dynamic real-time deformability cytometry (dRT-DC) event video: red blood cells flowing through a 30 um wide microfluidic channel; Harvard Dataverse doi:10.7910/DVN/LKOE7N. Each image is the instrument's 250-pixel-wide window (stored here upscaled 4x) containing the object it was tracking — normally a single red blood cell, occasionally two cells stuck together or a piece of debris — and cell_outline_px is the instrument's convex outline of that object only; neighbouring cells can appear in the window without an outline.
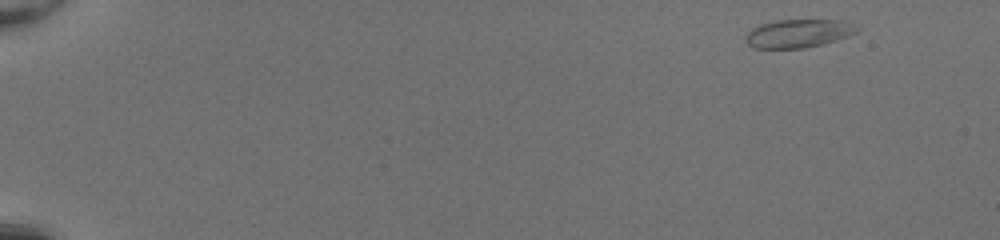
{"species": "common noctule bat (a hibernating species)", "species_latin": "Nyctalus noctula", "temperature_condition": "room temperature", "stored_images_in_passage": 48, "camera_frame_rate_fps": 3000, "um_per_image_px": 0.085, "animal": {"sex": "female", "body_mass_g": 20.0, "forearm_length_mm": 54.0}, "frame": {"image": 1, "passage_image": 1, "time_ms": 0.0, "image_size_px": [1000, 240], "cell_outline_px": [[860, 28], [856, 32], [848, 36], [824, 44], [804, 48], [752, 48], [748, 44], [744, 36], [752, 28], [760, 24], [772, 20], [840, 20]], "centroid_in_image_um": [67.81, 2.84], "position_along_channel_um": 17.2, "area_um2": 18.38}}
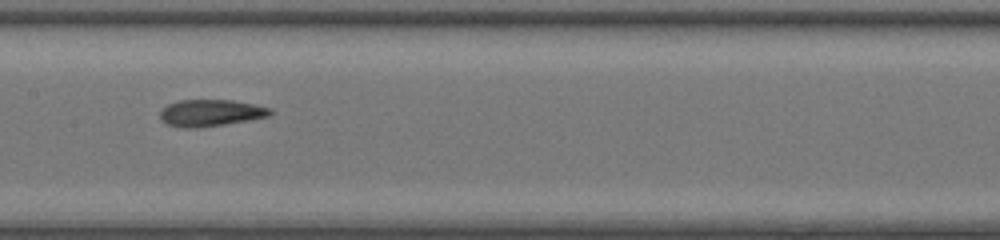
{"frame": {"image": 2, "passage_image": 25, "time_ms": 8.0, "image_size_px": [1000, 240], "cell_outline_px": [[272, 116], [224, 124], [196, 128], [184, 128], [168, 124], [160, 120], [160, 108], [168, 104], [180, 100], [232, 100], [256, 104], [272, 108]], "centroid_in_image_um": [17.92, 9.59], "position_along_channel_um": 189.5, "area_um2": 17.34}}
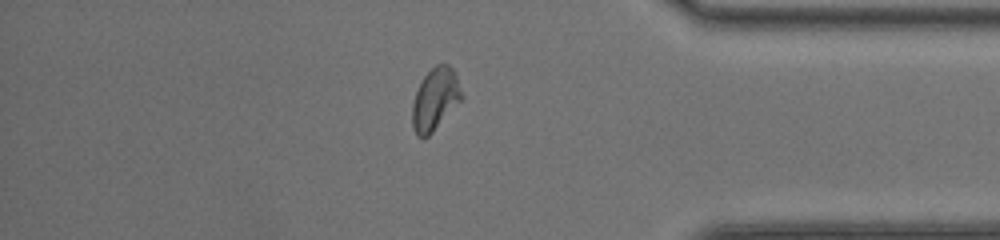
{"frame": {"image": 3, "passage_image": 41, "time_ms": 13.333, "image_size_px": [1000, 240], "cell_outline_px": [[464, 96], [432, 132], [424, 140], [416, 136], [412, 128], [412, 104], [416, 92], [424, 76], [436, 64], [448, 64], [452, 68], [456, 76]], "centroid_in_image_um": [36.96, 8.46], "position_along_channel_um": 398.2, "area_um2": 17.74}, "authors_computed_cell_mechanics": {"area_um2": 17.7446, "velocity_mm_per_s": 4.2272, "shape_relaxation_time_tau1_ms": null, "shape_relaxation_time_tau2_ms": 1.6255, "deformation_change_tau1": null, "deformation_change_tau2": 0.082}}